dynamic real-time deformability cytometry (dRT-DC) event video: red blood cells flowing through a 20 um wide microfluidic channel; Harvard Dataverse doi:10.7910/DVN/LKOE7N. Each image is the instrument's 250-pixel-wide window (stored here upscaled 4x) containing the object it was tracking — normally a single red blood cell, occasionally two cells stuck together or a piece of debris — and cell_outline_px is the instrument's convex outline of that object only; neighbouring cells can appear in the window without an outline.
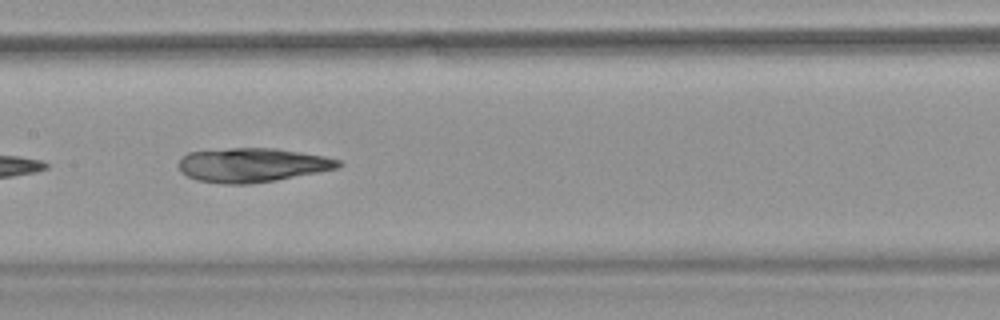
{"species": "common noctule bat (a hibernating species)", "species_latin": "Nyctalus noctula", "temperature_condition": "warm", "stored_images_in_passage": 43, "camera_frame_rate_fps": 3000, "um_per_image_px": 0.085, "animal": {"sex": "female", "body_mass_g": 18.4}, "frame": {"image": 1, "passage_image": 13, "time_ms": 4.0, "image_size_px": [1000, 320], "cell_outline_px": [[344, 164], [340, 168], [276, 180], [248, 184], [224, 184], [196, 180], [180, 172], [180, 160], [188, 152], [228, 148], [276, 148], [324, 156], [340, 160]], "centroid_in_image_um": [21.47, 14.03], "position_along_channel_um": 185.9, "area_um2": 31.79}}